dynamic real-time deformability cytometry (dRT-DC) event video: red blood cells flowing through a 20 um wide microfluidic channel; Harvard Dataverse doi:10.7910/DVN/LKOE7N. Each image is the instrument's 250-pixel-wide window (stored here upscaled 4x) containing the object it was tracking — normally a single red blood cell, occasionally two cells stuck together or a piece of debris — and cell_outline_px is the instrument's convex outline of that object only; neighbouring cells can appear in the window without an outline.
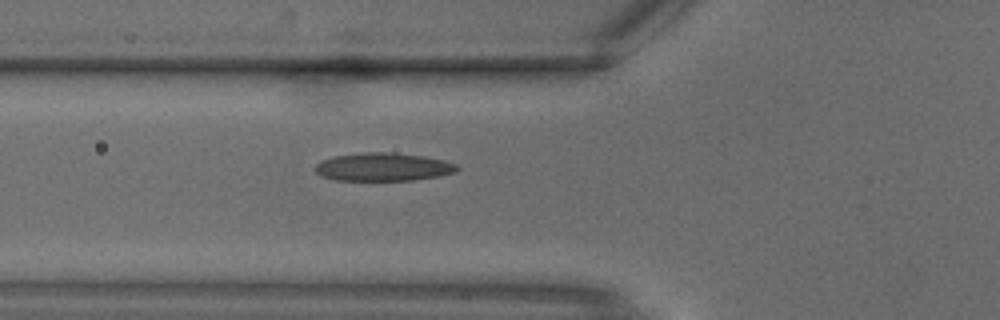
{"species": "common noctule bat (a hibernating species)", "species_latin": "Nyctalus noctula", "temperature_condition": "warm", "stored_images_in_passage": 4, "camera_frame_rate_fps": 3000, "um_per_image_px": 0.085, "animal": {"sex": "male", "body_mass_g": 18.8}, "frame": {"image": 1, "passage_image": 4, "time_ms": 1.0, "image_size_px": [1000, 320], "cell_outline_px": [[460, 168], [456, 172], [440, 176], [412, 180], [336, 180], [320, 176], [316, 172], [316, 164], [332, 156], [364, 152], [384, 152], [424, 156], [444, 160], [456, 164]], "centroid_in_image_um": [32.58, 14.19], "position_along_channel_um": 93.2, "area_um2": 23.24}}